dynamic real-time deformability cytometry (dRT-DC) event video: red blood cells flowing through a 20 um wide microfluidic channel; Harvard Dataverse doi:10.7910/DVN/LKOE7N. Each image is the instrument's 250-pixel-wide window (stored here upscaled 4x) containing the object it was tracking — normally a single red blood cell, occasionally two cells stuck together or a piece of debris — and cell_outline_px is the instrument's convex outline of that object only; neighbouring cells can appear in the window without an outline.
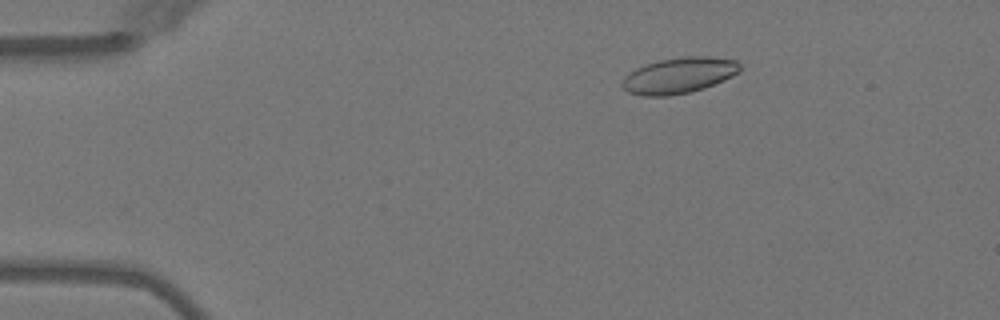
{"species": "Egyptian fruit bat (a non-hibernating species)", "species_latin": "Rousettus aegyptiacus", "temperature_condition": "warm", "stored_images_in_passage": 4, "camera_frame_rate_fps": 3000, "um_per_image_px": 0.085, "animal": {"sex": "female"}, "frame": {"image": 1, "passage_image": 2, "time_ms": 1.0, "image_size_px": [1000, 320], "cell_outline_px": [[740, 72], [724, 80], [704, 88], [692, 92], [668, 96], [644, 96], [628, 92], [620, 84], [636, 68], [660, 60], [684, 56], [708, 56], [736, 60], [740, 64]], "centroid_in_image_um": [57.76, 6.41], "position_along_channel_um": 27.2, "area_um2": 24.45}}